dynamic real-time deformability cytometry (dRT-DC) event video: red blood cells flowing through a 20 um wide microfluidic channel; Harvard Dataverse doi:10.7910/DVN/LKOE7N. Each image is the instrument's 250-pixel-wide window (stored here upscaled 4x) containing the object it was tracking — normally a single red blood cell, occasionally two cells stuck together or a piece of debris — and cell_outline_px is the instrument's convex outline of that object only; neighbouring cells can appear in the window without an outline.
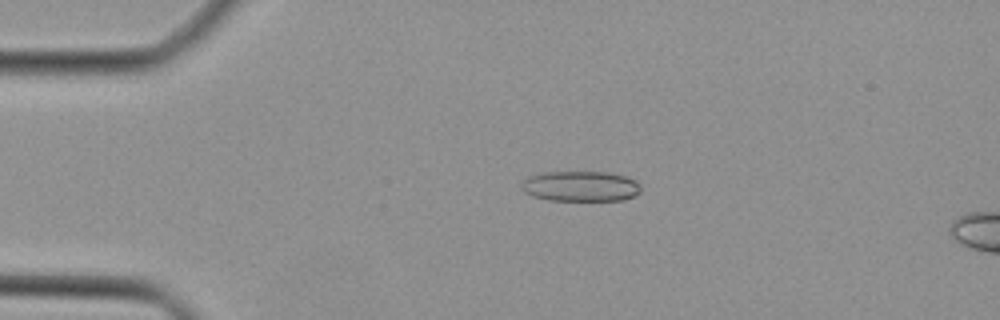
{"species": "Egyptian fruit bat (a non-hibernating species)", "species_latin": "Rousettus aegyptiacus", "temperature_condition": "cold", "stored_images_in_passage": 45, "camera_frame_rate_fps": 3000, "um_per_image_px": 0.085, "animal": {"sex": "female"}, "frame": {"image": 1, "passage_image": 10, "time_ms": 3.0, "image_size_px": [1000, 320], "cell_outline_px": [[640, 192], [624, 200], [548, 200], [532, 196], [524, 192], [520, 188], [520, 184], [528, 176], [544, 172], [608, 172], [624, 176], [636, 180], [640, 184]], "centroid_in_image_um": [49.32, 15.83], "position_along_channel_um": 35.7, "area_um2": 21.21}}
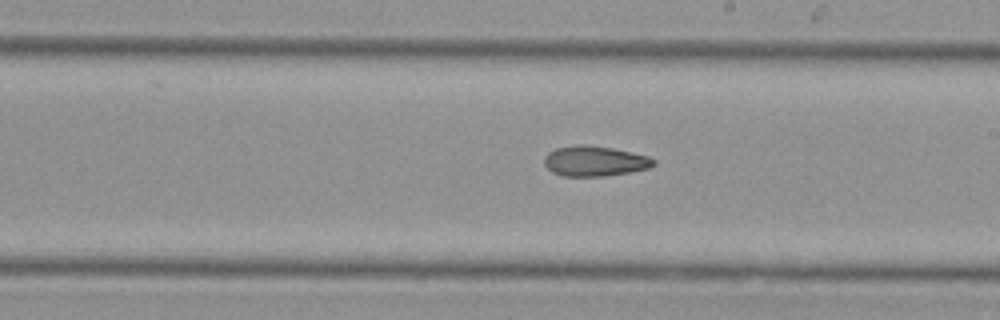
{"frame": {"image": 2, "passage_image": 26, "time_ms": 8.333, "image_size_px": [1000, 320], "cell_outline_px": [[656, 164], [648, 168], [628, 172], [604, 176], [564, 176], [552, 172], [544, 164], [544, 156], [548, 152], [556, 148], [580, 144], [588, 144], [612, 148], [648, 156], [656, 160]], "centroid_in_image_um": [50.53, 13.68], "position_along_channel_um": 238.5, "area_um2": 19.25}}
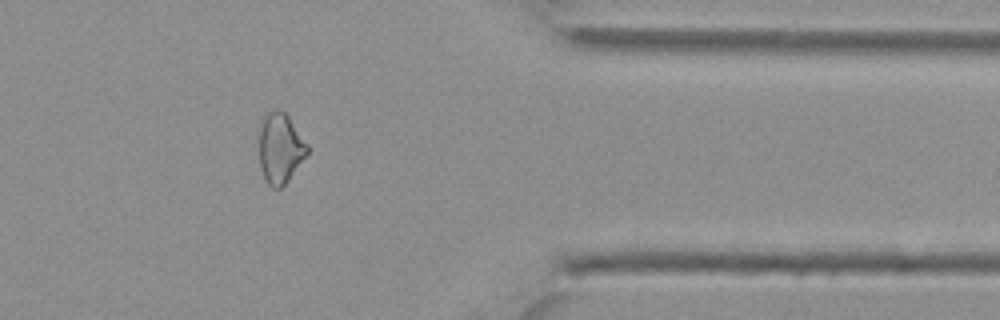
{"frame": {"image": 3, "passage_image": 37, "time_ms": 12.0, "image_size_px": [1000, 320], "cell_outline_px": [[308, 152], [288, 180], [280, 188], [272, 188], [268, 184], [260, 168], [260, 128], [264, 116], [268, 112], [276, 108], [284, 112], [288, 116], [308, 144]], "centroid_in_image_um": [23.82, 12.58], "position_along_channel_um": 387.6, "area_um2": 19.42}}